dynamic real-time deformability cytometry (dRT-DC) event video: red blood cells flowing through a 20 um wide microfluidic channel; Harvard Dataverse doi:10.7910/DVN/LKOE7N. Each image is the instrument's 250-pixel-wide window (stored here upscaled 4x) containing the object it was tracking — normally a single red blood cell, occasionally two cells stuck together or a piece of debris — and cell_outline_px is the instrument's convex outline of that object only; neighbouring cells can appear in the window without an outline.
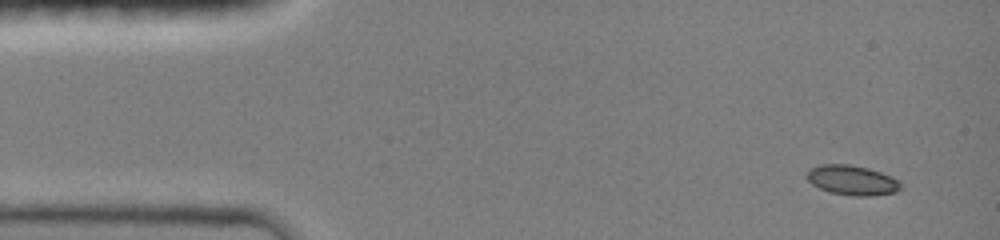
{"species": "common noctule bat (a hibernating species)", "species_latin": "Nyctalus noctula", "temperature_condition": "room temperature", "stored_images_in_passage": 6, "camera_frame_rate_fps": 3000, "um_per_image_px": 0.085, "animal": {"sex": "female", "body_mass_g": 19.0, "forearm_length_mm": 51.5}, "frame": {"image": 1, "passage_image": 1, "time_ms": 0.0, "image_size_px": [1000, 240], "cell_outline_px": [[900, 188], [896, 192], [868, 196], [856, 196], [832, 192], [820, 188], [812, 184], [808, 180], [808, 172], [812, 168], [824, 164], [848, 164], [868, 168], [880, 172], [896, 180], [900, 184]], "centroid_in_image_um": [72.42, 15.32], "position_along_channel_um": 12.6, "area_um2": 15.78}}
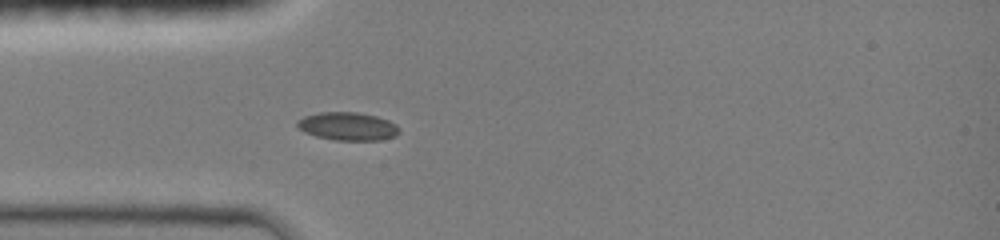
{"frame": {"image": 2, "passage_image": 6, "time_ms": 3.333, "image_size_px": [1000, 240], "cell_outline_px": [[400, 132], [396, 136], [380, 140], [336, 140], [316, 136], [304, 132], [296, 124], [296, 120], [304, 116], [320, 112], [356, 112], [376, 116], [388, 120], [396, 124], [400, 128]], "centroid_in_image_um": [29.57, 10.73], "position_along_channel_um": 55.4, "area_um2": 16.76}}